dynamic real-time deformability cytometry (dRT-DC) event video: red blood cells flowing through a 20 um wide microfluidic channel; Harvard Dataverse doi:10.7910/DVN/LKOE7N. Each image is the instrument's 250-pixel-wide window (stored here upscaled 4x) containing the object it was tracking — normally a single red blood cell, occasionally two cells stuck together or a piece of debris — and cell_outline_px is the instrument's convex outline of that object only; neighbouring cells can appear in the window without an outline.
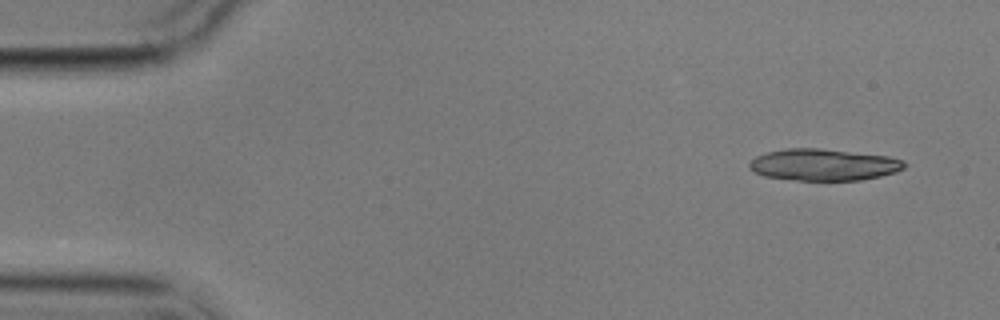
{"species": "common noctule bat (a hibernating species)", "species_latin": "Nyctalus noctula", "temperature_condition": "cold", "stored_images_in_passage": 8, "segment_of_instrument_passage": [1, 2], "camera_frame_rate_fps": 3000, "um_per_image_px": 0.085, "animal": {"sex": "male", "body_mass_g": 17.9}, "frame": {"image": 1, "passage_image": 1, "time_ms": 0.0, "image_size_px": [1000, 320], "cell_outline_px": [[908, 164], [904, 168], [896, 172], [880, 176], [860, 180], [796, 180], [764, 176], [748, 168], [748, 164], [756, 156], [768, 152], [784, 148], [820, 148], [888, 156], [904, 160]], "centroid_in_image_um": [70.02, 14.0], "position_along_channel_um": 15.0, "area_um2": 28.67}}